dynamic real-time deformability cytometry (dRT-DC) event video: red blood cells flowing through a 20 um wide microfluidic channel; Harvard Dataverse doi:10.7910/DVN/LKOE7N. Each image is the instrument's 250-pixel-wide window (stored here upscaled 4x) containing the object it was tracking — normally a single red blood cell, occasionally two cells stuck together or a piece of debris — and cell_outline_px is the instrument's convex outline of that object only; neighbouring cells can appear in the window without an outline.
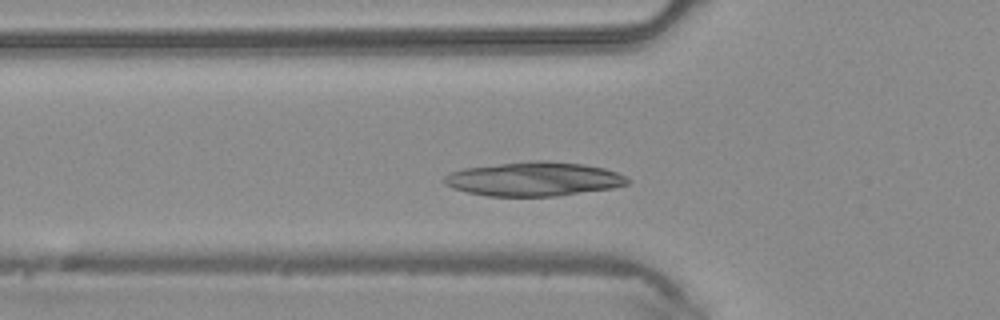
{"species": "common noctule bat (a hibernating species)", "species_latin": "Nyctalus noctula", "temperature_condition": "warm", "stored_images_in_passage": 34, "camera_frame_rate_fps": 3000, "um_per_image_px": 0.085, "animal": {"sex": "male", "body_mass_g": 20.4}, "frame": {"image": 1, "passage_image": 3, "time_ms": 0.667, "image_size_px": [1000, 320], "cell_outline_px": [[628, 184], [612, 188], [556, 196], [488, 196], [468, 192], [452, 188], [444, 184], [444, 176], [452, 172], [464, 168], [532, 160], [548, 160], [584, 164], [604, 168], [616, 172], [624, 176], [628, 180]], "centroid_in_image_um": [45.37, 15.21], "position_along_channel_um": 80.4, "area_um2": 36.3}}
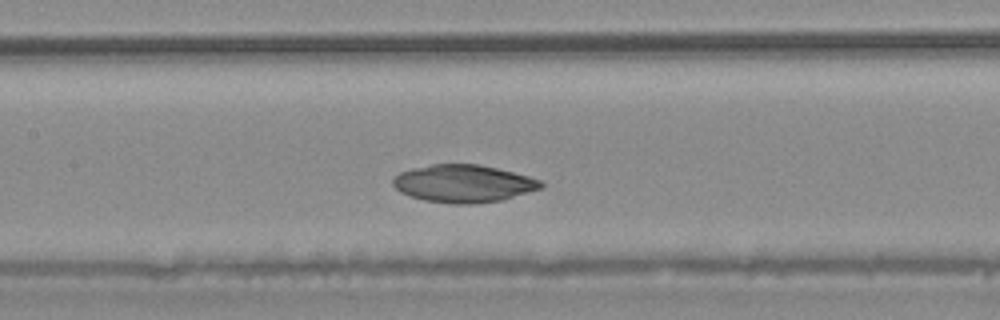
{"frame": {"image": 2, "passage_image": 9, "time_ms": 2.667, "image_size_px": [1000, 320], "cell_outline_px": [[544, 188], [500, 200], [476, 204], [452, 204], [424, 200], [400, 192], [392, 184], [392, 180], [400, 172], [412, 168], [432, 164], [476, 164], [496, 168], [528, 176], [540, 180], [544, 184]], "centroid_in_image_um": [39.39, 15.61], "position_along_channel_um": 168.0, "area_um2": 32.31}}
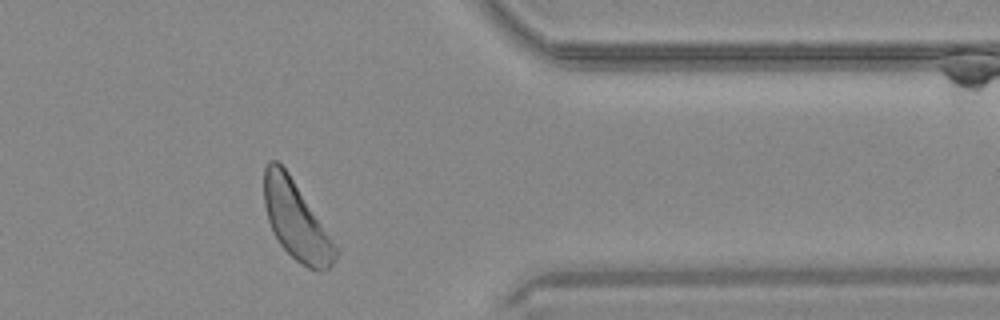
{"frame": {"image": 3, "passage_image": 25, "time_ms": 8.0, "image_size_px": [1000, 320], "cell_outline_px": [[340, 252], [336, 260], [324, 272], [320, 272], [308, 268], [300, 264], [280, 244], [268, 220], [264, 204], [264, 168], [272, 160], [276, 160], [288, 172], [340, 248]], "centroid_in_image_um": [25.23, 18.79], "position_along_channel_um": 386.2, "area_um2": 32.66}}